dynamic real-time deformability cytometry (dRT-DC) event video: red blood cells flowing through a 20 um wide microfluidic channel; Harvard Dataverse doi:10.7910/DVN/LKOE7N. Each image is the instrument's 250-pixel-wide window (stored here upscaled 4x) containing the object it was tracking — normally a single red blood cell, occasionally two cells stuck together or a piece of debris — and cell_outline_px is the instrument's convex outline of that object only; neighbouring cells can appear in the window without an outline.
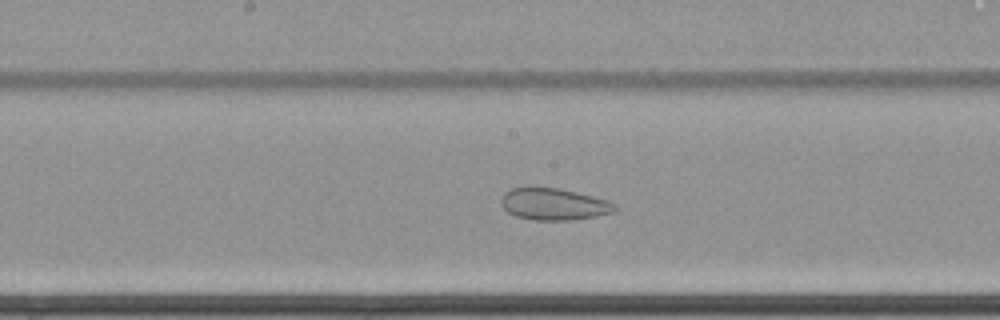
{"species": "common noctule bat (a hibernating species)", "species_latin": "Nyctalus noctula", "temperature_condition": "cold", "stored_images_in_passage": 57, "camera_frame_rate_fps": 3000, "um_per_image_px": 0.085, "animal": {"sex": "female", "body_mass_g": 22.7, "forearm_length_mm": 54.2}, "frame": {"image": 1, "passage_image": 29, "time_ms": 9.333, "image_size_px": [1000, 320], "cell_outline_px": [[616, 212], [596, 216], [568, 220], [536, 220], [516, 216], [508, 212], [500, 204], [500, 200], [504, 192], [512, 188], [528, 184], [532, 184], [560, 188], [608, 200], [616, 204]], "centroid_in_image_um": [47.02, 17.3], "position_along_channel_um": 201.2, "area_um2": 21.73}}
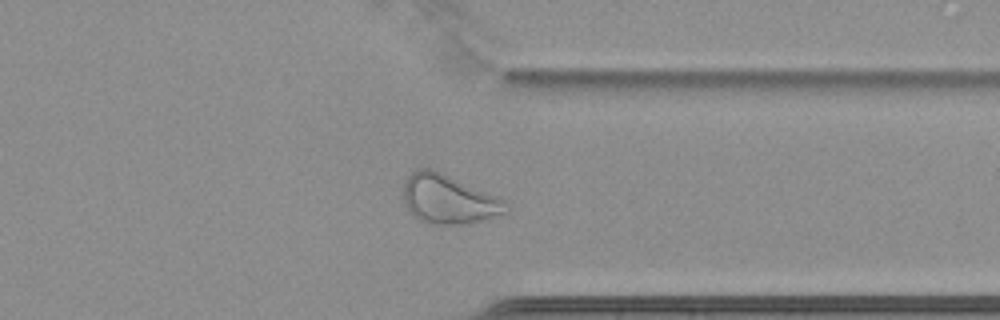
{"frame": {"image": 2, "passage_image": 44, "time_ms": 14.333, "image_size_px": [1000, 320], "cell_outline_px": [[508, 212], [468, 224], [428, 224], [420, 220], [408, 212], [404, 204], [404, 180], [416, 168], [432, 168], [496, 196], [504, 200]], "centroid_in_image_um": [38.07, 16.94], "position_along_channel_um": 373.3, "area_um2": 29.25}}
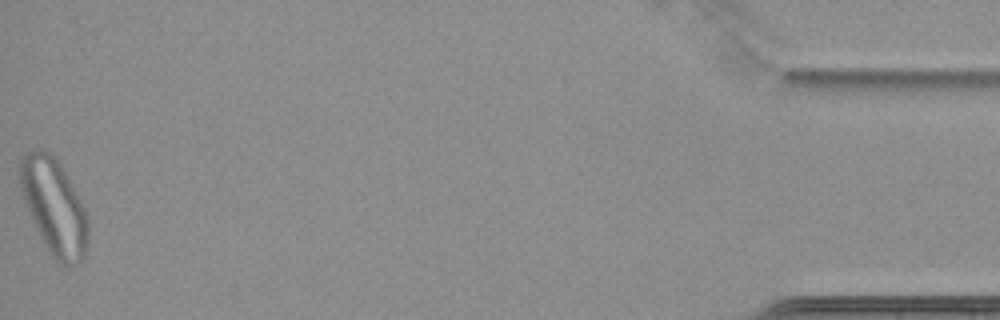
{"frame": {"image": 3, "passage_image": 57, "time_ms": 18.667, "image_size_px": [1000, 320], "cell_outline_px": [[88, 244], [84, 256], [72, 268], [64, 268], [52, 256], [40, 236], [32, 220], [24, 200], [20, 188], [16, 168], [20, 160], [28, 152], [36, 148], [44, 148], [52, 152], [60, 164], [80, 200], [84, 208], [88, 220]], "centroid_in_image_um": [4.57, 17.55], "position_along_channel_um": 430.6, "area_um2": 38.38}}